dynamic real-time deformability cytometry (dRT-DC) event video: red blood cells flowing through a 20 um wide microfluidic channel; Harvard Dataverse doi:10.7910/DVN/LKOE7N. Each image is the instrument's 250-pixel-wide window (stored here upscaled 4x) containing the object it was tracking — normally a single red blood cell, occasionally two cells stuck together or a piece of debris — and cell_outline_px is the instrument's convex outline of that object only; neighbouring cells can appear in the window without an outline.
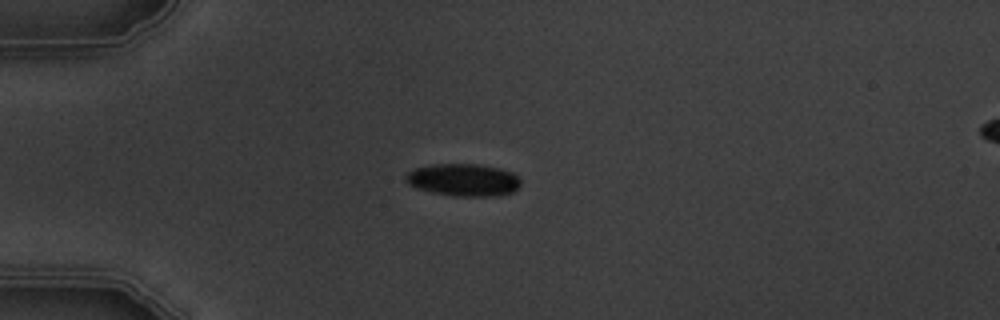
{"species": "common noctule bat (a hibernating species)", "species_latin": "Nyctalus noctula", "temperature_condition": "warm", "stored_images_in_passage": 3, "camera_frame_rate_fps": 3000, "um_per_image_px": 0.085, "animal": {"sex": "male", "body_mass_g": 19.5, "forearm_length_mm": 54.6}, "frame": {"image": 1, "passage_image": 1, "time_ms": 0.0, "image_size_px": [1000, 320], "cell_outline_px": [[520, 184], [512, 192], [496, 196], [452, 196], [432, 192], [416, 188], [408, 184], [404, 180], [404, 176], [408, 172], [416, 168], [432, 164], [480, 164], [500, 168], [512, 172], [520, 180]], "centroid_in_image_um": [39.36, 15.29], "position_along_channel_um": 45.6, "area_um2": 21.79}}
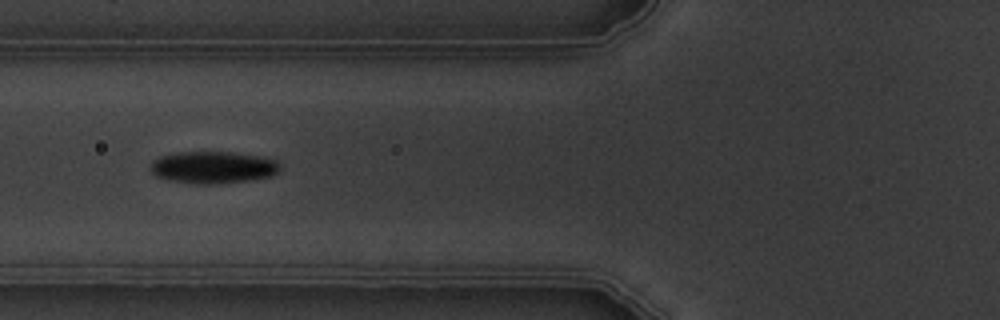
{"frame": {"image": 2, "passage_image": 3, "time_ms": 2.333, "image_size_px": [1000, 320], "cell_outline_px": [[280, 168], [272, 176], [248, 180], [208, 184], [204, 184], [168, 180], [156, 176], [152, 172], [152, 160], [160, 156], [176, 152], [232, 152], [264, 156], [276, 160], [280, 164]], "centroid_in_image_um": [18.13, 14.2], "position_along_channel_um": 107.7, "area_um2": 24.1}}